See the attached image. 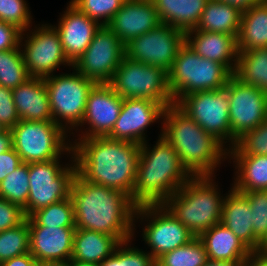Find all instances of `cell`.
Masks as SVG:
<instances>
[{"label":"cell","instance_id":"cell-1","mask_svg":"<svg viewBox=\"0 0 267 266\" xmlns=\"http://www.w3.org/2000/svg\"><path fill=\"white\" fill-rule=\"evenodd\" d=\"M75 141L69 140L77 173L85 181L121 191L132 200L141 145L108 137Z\"/></svg>","mask_w":267,"mask_h":266},{"label":"cell","instance_id":"cell-2","mask_svg":"<svg viewBox=\"0 0 267 266\" xmlns=\"http://www.w3.org/2000/svg\"><path fill=\"white\" fill-rule=\"evenodd\" d=\"M70 197L76 229L106 233L120 243L132 240L137 206L127 194L85 181L77 173Z\"/></svg>","mask_w":267,"mask_h":266},{"label":"cell","instance_id":"cell-3","mask_svg":"<svg viewBox=\"0 0 267 266\" xmlns=\"http://www.w3.org/2000/svg\"><path fill=\"white\" fill-rule=\"evenodd\" d=\"M162 119L161 135L172 145L190 175L214 174L215 177V168L222 159H228V147L204 131L176 105L165 107Z\"/></svg>","mask_w":267,"mask_h":266},{"label":"cell","instance_id":"cell-4","mask_svg":"<svg viewBox=\"0 0 267 266\" xmlns=\"http://www.w3.org/2000/svg\"><path fill=\"white\" fill-rule=\"evenodd\" d=\"M147 143L141 144L132 194V201L137 207L163 204L192 177L172 145L161 134L153 148Z\"/></svg>","mask_w":267,"mask_h":266},{"label":"cell","instance_id":"cell-5","mask_svg":"<svg viewBox=\"0 0 267 266\" xmlns=\"http://www.w3.org/2000/svg\"><path fill=\"white\" fill-rule=\"evenodd\" d=\"M214 176H192L163 205L195 237L221 223L224 198Z\"/></svg>","mask_w":267,"mask_h":266},{"label":"cell","instance_id":"cell-6","mask_svg":"<svg viewBox=\"0 0 267 266\" xmlns=\"http://www.w3.org/2000/svg\"><path fill=\"white\" fill-rule=\"evenodd\" d=\"M232 76L224 64L201 57L184 42L168 71V83L176 102L194 92L220 89Z\"/></svg>","mask_w":267,"mask_h":266},{"label":"cell","instance_id":"cell-7","mask_svg":"<svg viewBox=\"0 0 267 266\" xmlns=\"http://www.w3.org/2000/svg\"><path fill=\"white\" fill-rule=\"evenodd\" d=\"M123 99H149L165 107L175 105L168 83V72L157 66L124 56L108 83Z\"/></svg>","mask_w":267,"mask_h":266},{"label":"cell","instance_id":"cell-8","mask_svg":"<svg viewBox=\"0 0 267 266\" xmlns=\"http://www.w3.org/2000/svg\"><path fill=\"white\" fill-rule=\"evenodd\" d=\"M11 132L13 148L22 163L58 159L63 152L73 154L67 133L54 121L20 120Z\"/></svg>","mask_w":267,"mask_h":266},{"label":"cell","instance_id":"cell-9","mask_svg":"<svg viewBox=\"0 0 267 266\" xmlns=\"http://www.w3.org/2000/svg\"><path fill=\"white\" fill-rule=\"evenodd\" d=\"M73 71L44 78L53 121L66 133L80 127L89 91L96 84L75 69Z\"/></svg>","mask_w":267,"mask_h":266},{"label":"cell","instance_id":"cell-10","mask_svg":"<svg viewBox=\"0 0 267 266\" xmlns=\"http://www.w3.org/2000/svg\"><path fill=\"white\" fill-rule=\"evenodd\" d=\"M70 156L72 164L64 167L59 158L29 163L30 190L27 206L23 209L27 218L39 209L70 197L71 186L77 174L73 154Z\"/></svg>","mask_w":267,"mask_h":266},{"label":"cell","instance_id":"cell-11","mask_svg":"<svg viewBox=\"0 0 267 266\" xmlns=\"http://www.w3.org/2000/svg\"><path fill=\"white\" fill-rule=\"evenodd\" d=\"M175 105L224 146L227 142L231 145L227 84L220 89L181 96Z\"/></svg>","mask_w":267,"mask_h":266},{"label":"cell","instance_id":"cell-12","mask_svg":"<svg viewBox=\"0 0 267 266\" xmlns=\"http://www.w3.org/2000/svg\"><path fill=\"white\" fill-rule=\"evenodd\" d=\"M134 221H149L143 228V241L156 261L163 254L189 243L195 236L163 205H142L135 211ZM150 219V220H149Z\"/></svg>","mask_w":267,"mask_h":266},{"label":"cell","instance_id":"cell-13","mask_svg":"<svg viewBox=\"0 0 267 266\" xmlns=\"http://www.w3.org/2000/svg\"><path fill=\"white\" fill-rule=\"evenodd\" d=\"M34 28L29 35L22 32L20 38V46L24 47L21 51L29 75L46 78L52 76L54 71L60 68L59 65L72 67L73 64L65 55L56 28L48 24ZM25 38L27 39L24 40Z\"/></svg>","mask_w":267,"mask_h":266},{"label":"cell","instance_id":"cell-14","mask_svg":"<svg viewBox=\"0 0 267 266\" xmlns=\"http://www.w3.org/2000/svg\"><path fill=\"white\" fill-rule=\"evenodd\" d=\"M184 42L185 33L182 30L161 23L126 43L125 57L161 67L168 72Z\"/></svg>","mask_w":267,"mask_h":266},{"label":"cell","instance_id":"cell-15","mask_svg":"<svg viewBox=\"0 0 267 266\" xmlns=\"http://www.w3.org/2000/svg\"><path fill=\"white\" fill-rule=\"evenodd\" d=\"M124 56V44L107 26H101L71 69L96 84L109 83Z\"/></svg>","mask_w":267,"mask_h":266},{"label":"cell","instance_id":"cell-16","mask_svg":"<svg viewBox=\"0 0 267 266\" xmlns=\"http://www.w3.org/2000/svg\"><path fill=\"white\" fill-rule=\"evenodd\" d=\"M231 146L247 131L253 130L267 120L263 90L244 84L232 76L227 83Z\"/></svg>","mask_w":267,"mask_h":266},{"label":"cell","instance_id":"cell-17","mask_svg":"<svg viewBox=\"0 0 267 266\" xmlns=\"http://www.w3.org/2000/svg\"><path fill=\"white\" fill-rule=\"evenodd\" d=\"M165 106L149 99H123L122 109L108 138L133 142L141 145L145 139V129L163 118Z\"/></svg>","mask_w":267,"mask_h":266},{"label":"cell","instance_id":"cell-18","mask_svg":"<svg viewBox=\"0 0 267 266\" xmlns=\"http://www.w3.org/2000/svg\"><path fill=\"white\" fill-rule=\"evenodd\" d=\"M123 98L108 83H97L89 91L80 126L89 125L78 139L107 137L120 115Z\"/></svg>","mask_w":267,"mask_h":266},{"label":"cell","instance_id":"cell-19","mask_svg":"<svg viewBox=\"0 0 267 266\" xmlns=\"http://www.w3.org/2000/svg\"><path fill=\"white\" fill-rule=\"evenodd\" d=\"M75 230L76 227L29 226V253L41 265L67 264L72 256Z\"/></svg>","mask_w":267,"mask_h":266},{"label":"cell","instance_id":"cell-20","mask_svg":"<svg viewBox=\"0 0 267 266\" xmlns=\"http://www.w3.org/2000/svg\"><path fill=\"white\" fill-rule=\"evenodd\" d=\"M159 24L161 21L152 0H126L106 26L125 45Z\"/></svg>","mask_w":267,"mask_h":266},{"label":"cell","instance_id":"cell-21","mask_svg":"<svg viewBox=\"0 0 267 266\" xmlns=\"http://www.w3.org/2000/svg\"><path fill=\"white\" fill-rule=\"evenodd\" d=\"M66 8L59 18L58 26L54 27L59 34L67 59L74 64L86 51L101 25L81 13L71 3Z\"/></svg>","mask_w":267,"mask_h":266},{"label":"cell","instance_id":"cell-22","mask_svg":"<svg viewBox=\"0 0 267 266\" xmlns=\"http://www.w3.org/2000/svg\"><path fill=\"white\" fill-rule=\"evenodd\" d=\"M224 197L221 223L232 231L252 252H260L262 243L254 236L251 208L247 196L233 186Z\"/></svg>","mask_w":267,"mask_h":266},{"label":"cell","instance_id":"cell-23","mask_svg":"<svg viewBox=\"0 0 267 266\" xmlns=\"http://www.w3.org/2000/svg\"><path fill=\"white\" fill-rule=\"evenodd\" d=\"M185 42L201 57L220 62L234 73L238 56L235 35L189 30L185 32Z\"/></svg>","mask_w":267,"mask_h":266},{"label":"cell","instance_id":"cell-24","mask_svg":"<svg viewBox=\"0 0 267 266\" xmlns=\"http://www.w3.org/2000/svg\"><path fill=\"white\" fill-rule=\"evenodd\" d=\"M12 94L20 120L53 121L44 78L31 77L12 89Z\"/></svg>","mask_w":267,"mask_h":266},{"label":"cell","instance_id":"cell-25","mask_svg":"<svg viewBox=\"0 0 267 266\" xmlns=\"http://www.w3.org/2000/svg\"><path fill=\"white\" fill-rule=\"evenodd\" d=\"M198 238L203 243L210 260L246 261L252 251L222 223L201 233Z\"/></svg>","mask_w":267,"mask_h":266},{"label":"cell","instance_id":"cell-26","mask_svg":"<svg viewBox=\"0 0 267 266\" xmlns=\"http://www.w3.org/2000/svg\"><path fill=\"white\" fill-rule=\"evenodd\" d=\"M161 23L182 30L195 29L208 0H152Z\"/></svg>","mask_w":267,"mask_h":266},{"label":"cell","instance_id":"cell-27","mask_svg":"<svg viewBox=\"0 0 267 266\" xmlns=\"http://www.w3.org/2000/svg\"><path fill=\"white\" fill-rule=\"evenodd\" d=\"M120 242L111 235L86 229H76L71 260L100 264L111 256Z\"/></svg>","mask_w":267,"mask_h":266},{"label":"cell","instance_id":"cell-28","mask_svg":"<svg viewBox=\"0 0 267 266\" xmlns=\"http://www.w3.org/2000/svg\"><path fill=\"white\" fill-rule=\"evenodd\" d=\"M267 47V0L242 12L237 36L238 53Z\"/></svg>","mask_w":267,"mask_h":266},{"label":"cell","instance_id":"cell-29","mask_svg":"<svg viewBox=\"0 0 267 266\" xmlns=\"http://www.w3.org/2000/svg\"><path fill=\"white\" fill-rule=\"evenodd\" d=\"M242 11L230 4L208 0L195 29L208 32H219L230 35L239 34Z\"/></svg>","mask_w":267,"mask_h":266},{"label":"cell","instance_id":"cell-30","mask_svg":"<svg viewBox=\"0 0 267 266\" xmlns=\"http://www.w3.org/2000/svg\"><path fill=\"white\" fill-rule=\"evenodd\" d=\"M234 159L236 178L233 187L240 192L267 190V156L228 155Z\"/></svg>","mask_w":267,"mask_h":266},{"label":"cell","instance_id":"cell-31","mask_svg":"<svg viewBox=\"0 0 267 266\" xmlns=\"http://www.w3.org/2000/svg\"><path fill=\"white\" fill-rule=\"evenodd\" d=\"M233 76L244 84L264 90L267 87V47L239 52Z\"/></svg>","mask_w":267,"mask_h":266},{"label":"cell","instance_id":"cell-32","mask_svg":"<svg viewBox=\"0 0 267 266\" xmlns=\"http://www.w3.org/2000/svg\"><path fill=\"white\" fill-rule=\"evenodd\" d=\"M27 221L28 226L76 227L71 197L37 210Z\"/></svg>","mask_w":267,"mask_h":266},{"label":"cell","instance_id":"cell-33","mask_svg":"<svg viewBox=\"0 0 267 266\" xmlns=\"http://www.w3.org/2000/svg\"><path fill=\"white\" fill-rule=\"evenodd\" d=\"M20 48L0 51V86L15 89L31 78Z\"/></svg>","mask_w":267,"mask_h":266},{"label":"cell","instance_id":"cell-34","mask_svg":"<svg viewBox=\"0 0 267 266\" xmlns=\"http://www.w3.org/2000/svg\"><path fill=\"white\" fill-rule=\"evenodd\" d=\"M208 261L203 243L198 237L160 256L155 263L158 266H204Z\"/></svg>","mask_w":267,"mask_h":266},{"label":"cell","instance_id":"cell-35","mask_svg":"<svg viewBox=\"0 0 267 266\" xmlns=\"http://www.w3.org/2000/svg\"><path fill=\"white\" fill-rule=\"evenodd\" d=\"M29 179V163H22L0 182V197L24 209L29 196Z\"/></svg>","mask_w":267,"mask_h":266},{"label":"cell","instance_id":"cell-36","mask_svg":"<svg viewBox=\"0 0 267 266\" xmlns=\"http://www.w3.org/2000/svg\"><path fill=\"white\" fill-rule=\"evenodd\" d=\"M30 232L27 217L16 227L0 232V264L15 256L29 253Z\"/></svg>","mask_w":267,"mask_h":266},{"label":"cell","instance_id":"cell-37","mask_svg":"<svg viewBox=\"0 0 267 266\" xmlns=\"http://www.w3.org/2000/svg\"><path fill=\"white\" fill-rule=\"evenodd\" d=\"M228 155L267 156V120L238 138L235 145L228 148Z\"/></svg>","mask_w":267,"mask_h":266},{"label":"cell","instance_id":"cell-38","mask_svg":"<svg viewBox=\"0 0 267 266\" xmlns=\"http://www.w3.org/2000/svg\"><path fill=\"white\" fill-rule=\"evenodd\" d=\"M130 241L121 242L114 253L104 259L99 266H154L153 257L148 252L131 247Z\"/></svg>","mask_w":267,"mask_h":266},{"label":"cell","instance_id":"cell-39","mask_svg":"<svg viewBox=\"0 0 267 266\" xmlns=\"http://www.w3.org/2000/svg\"><path fill=\"white\" fill-rule=\"evenodd\" d=\"M126 0H71L81 13L106 26ZM103 19V20H102Z\"/></svg>","mask_w":267,"mask_h":266},{"label":"cell","instance_id":"cell-40","mask_svg":"<svg viewBox=\"0 0 267 266\" xmlns=\"http://www.w3.org/2000/svg\"><path fill=\"white\" fill-rule=\"evenodd\" d=\"M251 208L254 236L262 243L267 238V190L242 192Z\"/></svg>","mask_w":267,"mask_h":266},{"label":"cell","instance_id":"cell-41","mask_svg":"<svg viewBox=\"0 0 267 266\" xmlns=\"http://www.w3.org/2000/svg\"><path fill=\"white\" fill-rule=\"evenodd\" d=\"M30 12L25 0H0V21L14 25L25 33L32 27Z\"/></svg>","mask_w":267,"mask_h":266},{"label":"cell","instance_id":"cell-42","mask_svg":"<svg viewBox=\"0 0 267 266\" xmlns=\"http://www.w3.org/2000/svg\"><path fill=\"white\" fill-rule=\"evenodd\" d=\"M19 121L12 89L0 86V123L11 130Z\"/></svg>","mask_w":267,"mask_h":266},{"label":"cell","instance_id":"cell-43","mask_svg":"<svg viewBox=\"0 0 267 266\" xmlns=\"http://www.w3.org/2000/svg\"><path fill=\"white\" fill-rule=\"evenodd\" d=\"M26 219L21 207L0 197V232L16 227Z\"/></svg>","mask_w":267,"mask_h":266},{"label":"cell","instance_id":"cell-44","mask_svg":"<svg viewBox=\"0 0 267 266\" xmlns=\"http://www.w3.org/2000/svg\"><path fill=\"white\" fill-rule=\"evenodd\" d=\"M21 33L14 25L0 21V51L17 48L20 45Z\"/></svg>","mask_w":267,"mask_h":266},{"label":"cell","instance_id":"cell-45","mask_svg":"<svg viewBox=\"0 0 267 266\" xmlns=\"http://www.w3.org/2000/svg\"><path fill=\"white\" fill-rule=\"evenodd\" d=\"M22 161L14 148L0 154V182L15 171Z\"/></svg>","mask_w":267,"mask_h":266},{"label":"cell","instance_id":"cell-46","mask_svg":"<svg viewBox=\"0 0 267 266\" xmlns=\"http://www.w3.org/2000/svg\"><path fill=\"white\" fill-rule=\"evenodd\" d=\"M38 263L30 253L15 256L7 261H4L0 266H36Z\"/></svg>","mask_w":267,"mask_h":266},{"label":"cell","instance_id":"cell-47","mask_svg":"<svg viewBox=\"0 0 267 266\" xmlns=\"http://www.w3.org/2000/svg\"><path fill=\"white\" fill-rule=\"evenodd\" d=\"M245 266H267L266 252H252L249 258L244 263Z\"/></svg>","mask_w":267,"mask_h":266},{"label":"cell","instance_id":"cell-48","mask_svg":"<svg viewBox=\"0 0 267 266\" xmlns=\"http://www.w3.org/2000/svg\"><path fill=\"white\" fill-rule=\"evenodd\" d=\"M216 1L224 2L232 6H235L243 12L251 8L253 5L260 3L262 0H216Z\"/></svg>","mask_w":267,"mask_h":266},{"label":"cell","instance_id":"cell-49","mask_svg":"<svg viewBox=\"0 0 267 266\" xmlns=\"http://www.w3.org/2000/svg\"><path fill=\"white\" fill-rule=\"evenodd\" d=\"M13 148V134L10 129L0 134V154Z\"/></svg>","mask_w":267,"mask_h":266},{"label":"cell","instance_id":"cell-50","mask_svg":"<svg viewBox=\"0 0 267 266\" xmlns=\"http://www.w3.org/2000/svg\"><path fill=\"white\" fill-rule=\"evenodd\" d=\"M246 261L210 260L204 266H242Z\"/></svg>","mask_w":267,"mask_h":266},{"label":"cell","instance_id":"cell-51","mask_svg":"<svg viewBox=\"0 0 267 266\" xmlns=\"http://www.w3.org/2000/svg\"><path fill=\"white\" fill-rule=\"evenodd\" d=\"M67 266H99L97 263H91V262H80L75 260H70L67 264Z\"/></svg>","mask_w":267,"mask_h":266},{"label":"cell","instance_id":"cell-52","mask_svg":"<svg viewBox=\"0 0 267 266\" xmlns=\"http://www.w3.org/2000/svg\"><path fill=\"white\" fill-rule=\"evenodd\" d=\"M264 106L267 110V87L263 90Z\"/></svg>","mask_w":267,"mask_h":266},{"label":"cell","instance_id":"cell-53","mask_svg":"<svg viewBox=\"0 0 267 266\" xmlns=\"http://www.w3.org/2000/svg\"><path fill=\"white\" fill-rule=\"evenodd\" d=\"M262 252L267 253V238L262 242Z\"/></svg>","mask_w":267,"mask_h":266},{"label":"cell","instance_id":"cell-54","mask_svg":"<svg viewBox=\"0 0 267 266\" xmlns=\"http://www.w3.org/2000/svg\"><path fill=\"white\" fill-rule=\"evenodd\" d=\"M7 130L1 123H0V134L4 133Z\"/></svg>","mask_w":267,"mask_h":266},{"label":"cell","instance_id":"cell-55","mask_svg":"<svg viewBox=\"0 0 267 266\" xmlns=\"http://www.w3.org/2000/svg\"><path fill=\"white\" fill-rule=\"evenodd\" d=\"M54 266H67L66 264H62V265H54Z\"/></svg>","mask_w":267,"mask_h":266}]
</instances>
